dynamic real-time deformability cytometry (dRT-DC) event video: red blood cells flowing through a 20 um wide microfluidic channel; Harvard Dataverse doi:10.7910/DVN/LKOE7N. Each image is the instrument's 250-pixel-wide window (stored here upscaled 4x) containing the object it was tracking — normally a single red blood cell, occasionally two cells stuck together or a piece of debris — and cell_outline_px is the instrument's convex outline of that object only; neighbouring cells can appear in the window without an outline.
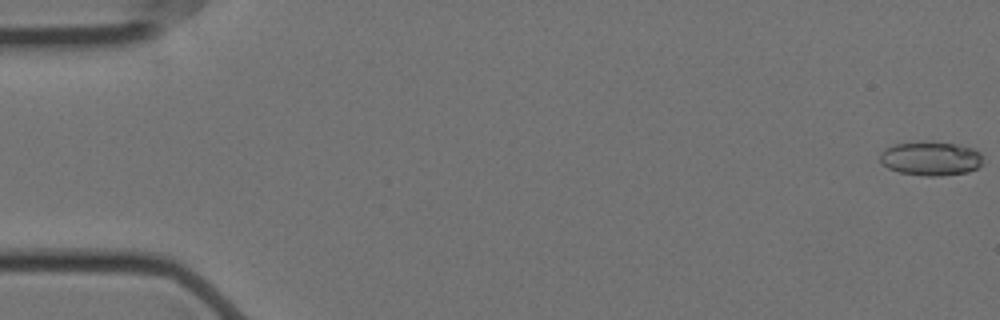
{"species": "Egyptian fruit bat (a non-hibernating species)", "species_latin": "Rousettus aegyptiacus", "temperature_condition": "cold", "stored_images_in_passage": 58, "camera_frame_rate_fps": 3000, "um_per_image_px": 0.085, "animal": {"sex": "female"}, "frame": {"image": 1, "passage_image": 1, "time_ms": 0.0, "image_size_px": [1000, 320], "cell_outline_px": [[984, 164], [968, 172], [940, 176], [924, 176], [900, 172], [888, 168], [880, 160], [880, 152], [884, 148], [896, 144], [920, 140], [928, 140], [956, 144], [972, 148], [980, 152]], "centroid_in_image_um": [79.12, 13.45], "position_along_channel_um": 5.9, "area_um2": 20.81}}
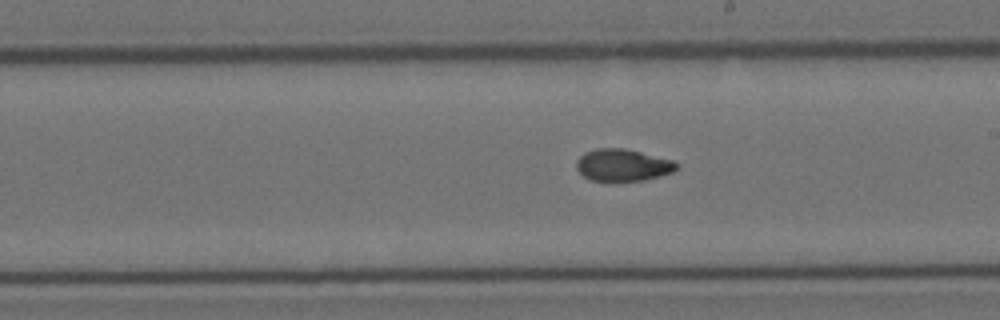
{"frame": {"image": 2, "passage_image": 33, "time_ms": 10.667, "image_size_px": [1000, 320], "cell_outline_px": [[676, 168], [672, 172], [660, 176], [644, 180], [616, 184], [588, 180], [576, 168], [576, 160], [584, 152], [596, 148], [624, 148], [672, 160], [676, 164]], "centroid_in_image_um": [52.86, 14.08], "position_along_channel_um": 236.1, "area_um2": 19.25}}
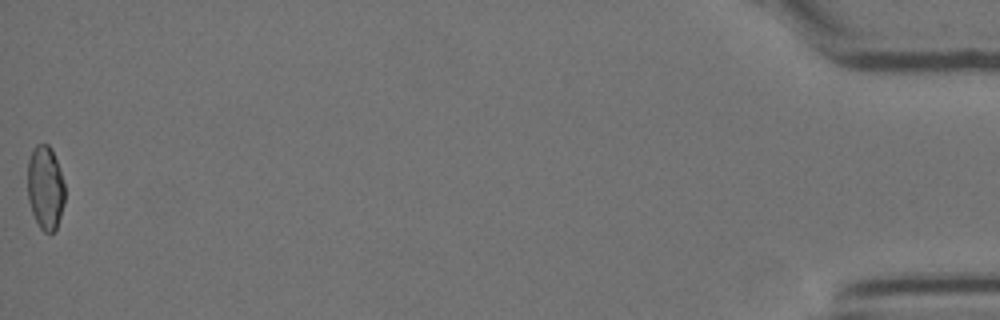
{"frame": {"image": 3, "passage_image": 58, "time_ms": 19.0, "image_size_px": [1000, 320], "cell_outline_px": [[64, 204], [56, 228], [52, 232], [44, 232], [40, 228], [32, 212], [28, 200], [28, 160], [32, 148], [36, 144], [48, 144], [56, 160], [64, 184]], "centroid_in_image_um": [3.83, 15.95], "position_along_channel_um": 431.4, "area_um2": 17.98}, "authors_computed_cell_mechanics": {"area_um2": 19.0451, "velocity_mm_per_s": 3.5367, "shape_relaxation_time_tau1_ms": null, "shape_relaxation_time_tau2_ms": 3.2421, "deformation_change_tau1": null, "deformation_change_tau2": 0.0648}}